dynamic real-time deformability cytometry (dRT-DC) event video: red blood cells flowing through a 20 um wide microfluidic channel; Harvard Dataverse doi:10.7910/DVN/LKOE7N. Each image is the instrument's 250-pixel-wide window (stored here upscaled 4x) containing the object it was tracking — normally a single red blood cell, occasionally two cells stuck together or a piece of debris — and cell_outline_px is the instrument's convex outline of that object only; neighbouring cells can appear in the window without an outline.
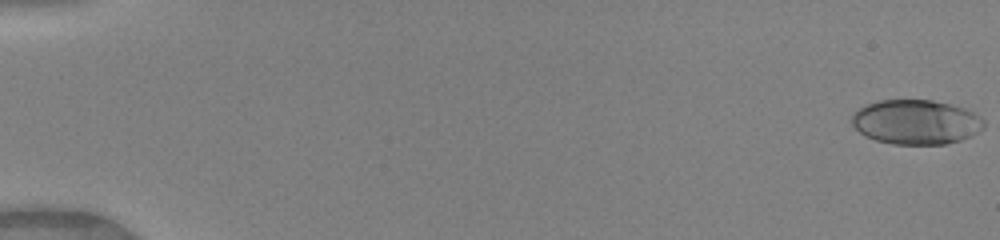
{"species": "human", "species_latin": "Homo sapiens", "temperature_condition": "warm", "stored_images_in_passage": 50, "camera_frame_rate_fps": 3000, "um_per_image_px": 0.085, "donor": {"sex": "female"}, "frame": {"image": 1, "passage_image": 1, "time_ms": 0.0, "image_size_px": [1000, 240], "cell_outline_px": [[984, 128], [960, 140], [944, 144], [892, 144], [876, 140], [864, 136], [852, 124], [852, 116], [860, 108], [868, 104], [880, 100], [932, 100], [964, 108], [980, 116], [984, 120]], "centroid_in_image_um": [77.85, 10.38], "position_along_channel_um": 7.1, "area_um2": 33.99}}
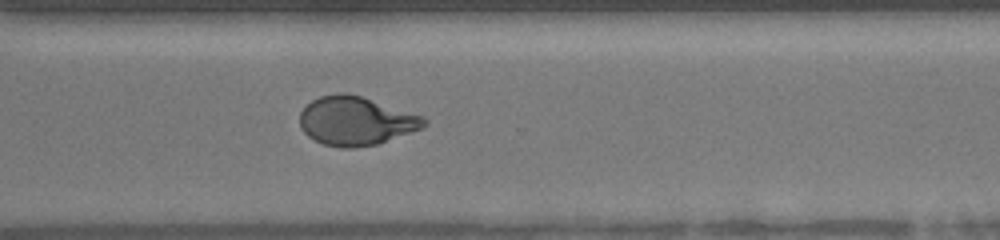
{"frame": {"image": 2, "passage_image": 38, "time_ms": 12.333, "image_size_px": [1000, 240], "cell_outline_px": [[428, 124], [424, 128], [376, 144], [352, 148], [340, 148], [324, 144], [308, 136], [300, 128], [300, 112], [312, 100], [320, 96], [336, 92], [348, 92], [424, 116], [428, 120]], "centroid_in_image_um": [30.27, 10.27], "position_along_channel_um": 340.3, "area_um2": 35.43}}
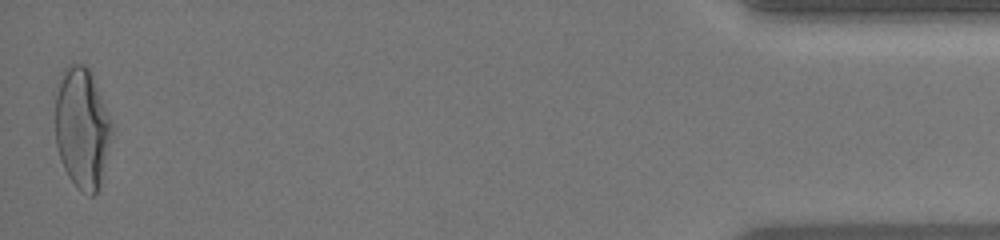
{"frame": {"image": 3, "passage_image": 50, "time_ms": 16.333, "image_size_px": [1000, 240], "cell_outline_px": [[112, 136], [100, 188], [92, 196], [88, 196], [80, 192], [76, 188], [68, 176], [60, 160], [56, 144], [56, 92], [60, 72], [72, 60], [84, 64], [88, 68], [92, 76], [112, 120]], "centroid_in_image_um": [6.97, 10.88], "position_along_channel_um": 428.2, "area_um2": 40.52}, "authors_computed_cell_mechanics": {"area_um2": 34.969, "velocity_mm_per_s": 4.1315, "shape_relaxation_time_tau1_ms": 6.7374, "shape_relaxation_time_tau2_ms": 0.6598, "deformation_change_tau1": 0.2633, "deformation_change_tau2": 0.0617}}